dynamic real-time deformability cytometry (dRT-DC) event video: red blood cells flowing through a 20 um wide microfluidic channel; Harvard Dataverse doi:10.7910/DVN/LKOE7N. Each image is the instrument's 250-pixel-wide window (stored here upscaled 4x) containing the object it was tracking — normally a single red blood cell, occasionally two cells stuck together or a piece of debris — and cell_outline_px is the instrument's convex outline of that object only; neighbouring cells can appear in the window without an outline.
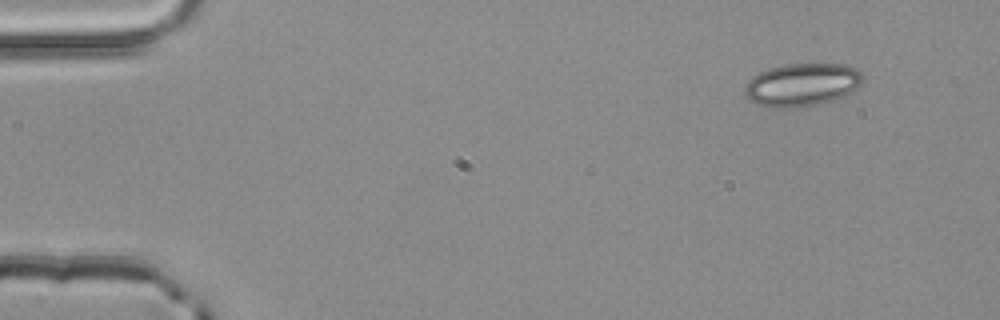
{"species": "common noctule bat (a hibernating species)", "species_latin": "Nyctalus noctula", "temperature_condition": "room temperature", "stored_images_in_passage": 3, "camera_frame_rate_fps": 3000, "um_per_image_px": 0.085, "animal": {"sex": "male", "body_mass_g": 20.4}, "frame": {"image": 1, "passage_image": 1, "time_ms": 0.0, "image_size_px": [1000, 320], "cell_outline_px": [[864, 80], [856, 92], [820, 104], [800, 108], [772, 108], [756, 104], [748, 100], [744, 92], [744, 88], [748, 80], [752, 76], [760, 72], [784, 64], [848, 64], [856, 68], [864, 76]], "centroid_in_image_um": [68.21, 7.22], "position_along_channel_um": 16.8, "area_um2": 30.23}}